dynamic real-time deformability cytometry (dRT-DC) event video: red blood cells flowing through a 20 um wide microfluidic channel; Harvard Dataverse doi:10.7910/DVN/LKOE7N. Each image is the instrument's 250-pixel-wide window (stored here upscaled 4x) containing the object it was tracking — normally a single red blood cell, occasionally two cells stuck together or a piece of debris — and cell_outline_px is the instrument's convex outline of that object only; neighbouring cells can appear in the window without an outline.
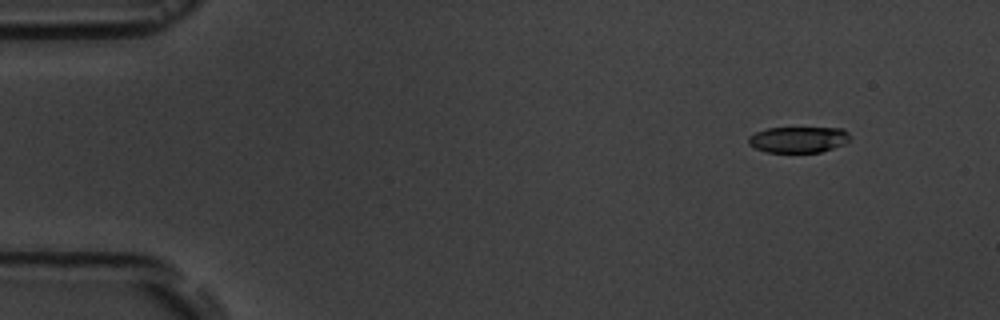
{"species": "common noctule bat (a hibernating species)", "species_latin": "Nyctalus noctula", "temperature_condition": "room temperature", "stored_images_in_passage": 4, "camera_frame_rate_fps": 3000, "um_per_image_px": 0.085, "animal": {"sex": "male", "body_mass_g": 19.5, "forearm_length_mm": 54.6}, "frame": {"image": 1, "passage_image": 1, "time_ms": 0.0, "image_size_px": [1000, 320], "cell_outline_px": [[848, 140], [844, 144], [820, 152], [768, 152], [756, 148], [748, 144], [748, 136], [756, 132], [768, 128], [844, 128], [848, 132]], "centroid_in_image_um": [67.84, 11.86], "position_along_channel_um": 17.2, "area_um2": 15.26}}
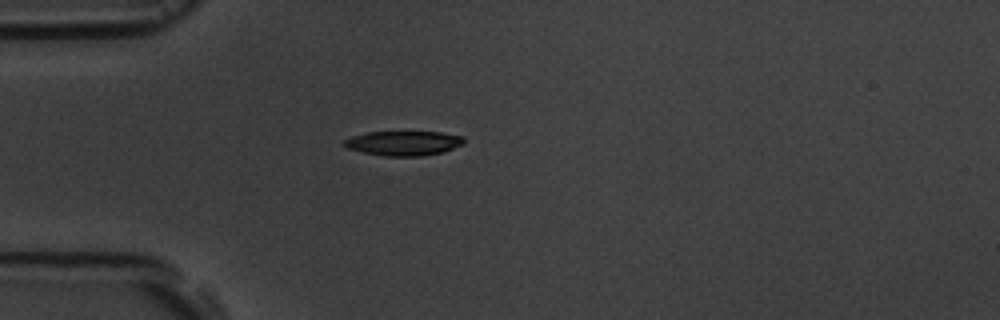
{"frame": {"image": 2, "passage_image": 4, "time_ms": 3.333, "image_size_px": [1000, 320], "cell_outline_px": [[464, 144], [444, 152], [420, 156], [384, 156], [364, 152], [348, 148], [344, 144], [344, 140], [352, 136], [368, 132], [440, 132], [464, 136]], "centroid_in_image_um": [34.35, 12.17], "position_along_channel_um": 50.7, "area_um2": 17.11}}